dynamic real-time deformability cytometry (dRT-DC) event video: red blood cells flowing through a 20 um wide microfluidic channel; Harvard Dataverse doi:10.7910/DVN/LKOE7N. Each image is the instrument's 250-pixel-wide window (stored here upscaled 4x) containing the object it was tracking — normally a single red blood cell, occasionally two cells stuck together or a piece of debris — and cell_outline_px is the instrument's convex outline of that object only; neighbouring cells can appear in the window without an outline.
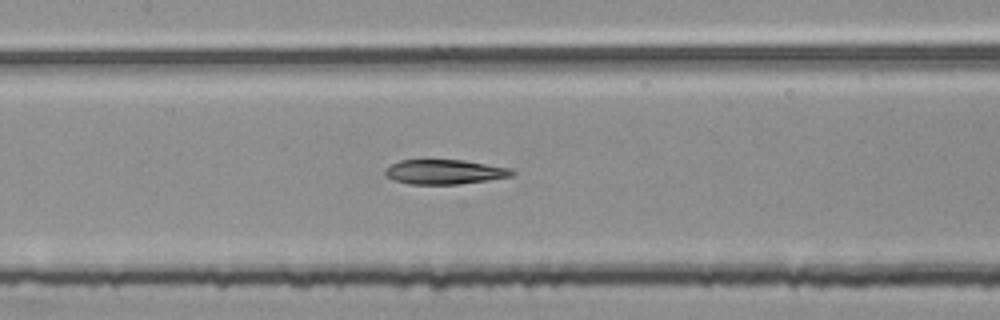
{"species": "common noctule bat (a hibernating species)", "species_latin": "Nyctalus noctula", "temperature_condition": "room temperature", "stored_images_in_passage": 47, "segment_of_instrument_passage": [2, 3], "camera_frame_rate_fps": 3000, "um_per_image_px": 0.085, "animal": {"sex": "female", "body_mass_g": 25.1}, "frame": {"image": 1, "passage_image": 17, "time_ms": 5.333, "image_size_px": [1000, 320], "cell_outline_px": [[516, 172], [512, 176], [488, 180], [460, 184], [408, 184], [392, 180], [384, 176], [384, 168], [400, 160], [464, 160], [508, 168]], "centroid_in_image_um": [37.73, 14.62], "position_along_channel_um": 169.7, "area_um2": 18.26}}
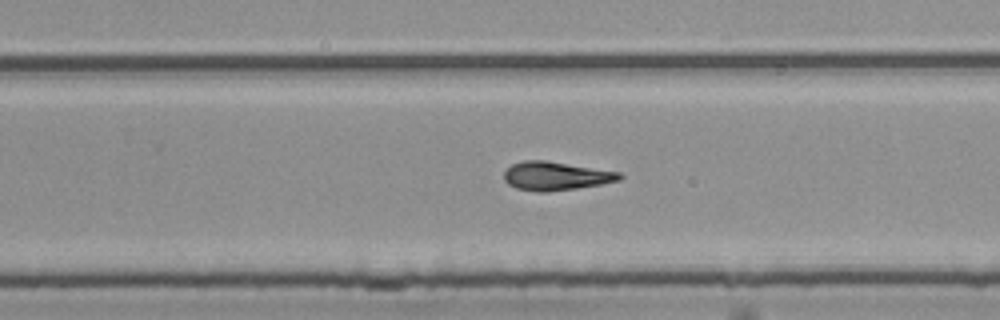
{"frame": {"image": 2, "passage_image": 26, "time_ms": 8.333, "image_size_px": [1000, 320], "cell_outline_px": [[624, 176], [620, 180], [600, 184], [576, 188], [548, 192], [536, 192], [516, 188], [508, 184], [504, 180], [504, 172], [512, 164], [524, 160], [544, 160], [620, 172]], "centroid_in_image_um": [47.22, 14.96], "position_along_channel_um": 282.6, "area_um2": 19.19}}
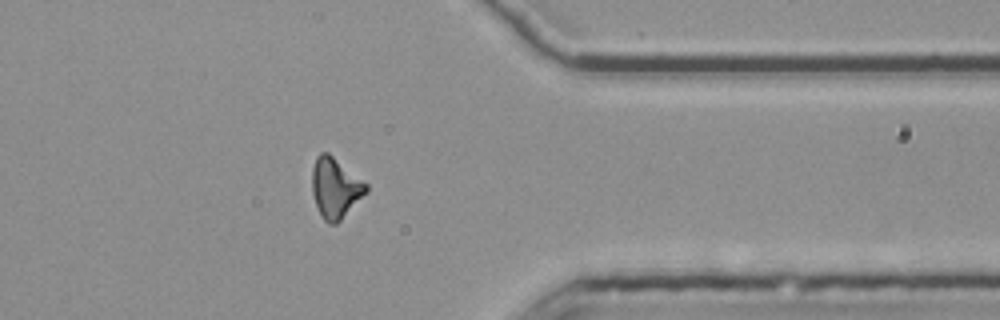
{"frame": {"image": 3, "passage_image": 35, "time_ms": 11.333, "image_size_px": [1000, 320], "cell_outline_px": [[368, 192], [336, 224], [328, 224], [324, 220], [316, 204], [312, 192], [312, 168], [316, 156], [320, 152], [328, 152], [368, 184]], "centroid_in_image_um": [28.51, 15.96], "position_along_channel_um": 382.9, "area_um2": 18.96}}